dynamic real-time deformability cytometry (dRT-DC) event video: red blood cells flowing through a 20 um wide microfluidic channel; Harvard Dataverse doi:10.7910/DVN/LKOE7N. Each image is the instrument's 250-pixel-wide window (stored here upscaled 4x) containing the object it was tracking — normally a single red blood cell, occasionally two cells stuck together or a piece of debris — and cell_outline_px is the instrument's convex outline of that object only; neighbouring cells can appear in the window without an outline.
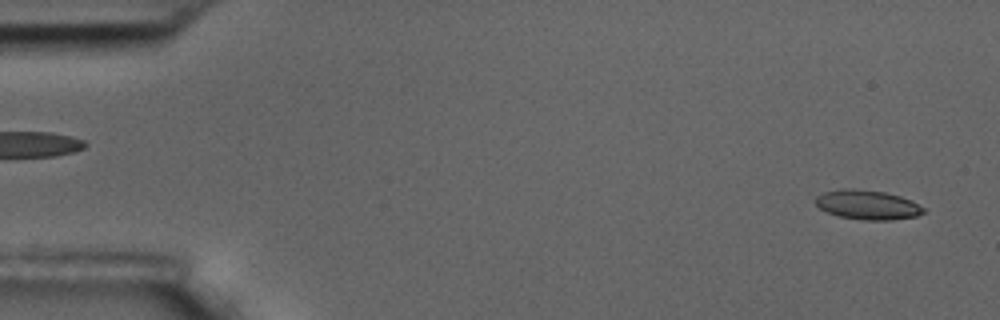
{"species": "common noctule bat (a hibernating species)", "species_latin": "Nyctalus noctula", "temperature_condition": "room temperature", "stored_images_in_passage": 5, "segment_of_instrument_passage": [2, 2], "camera_frame_rate_fps": 3000, "um_per_image_px": 0.085, "animal": {"sex": "male", "body_mass_g": 17.5, "forearm_length_mm": 52.3}, "frame": {"image": 1, "passage_image": 5, "time_ms": 1.333, "image_size_px": [1000, 320], "cell_outline_px": [[928, 208], [924, 212], [916, 216], [892, 220], [860, 220], [836, 216], [820, 208], [816, 204], [816, 196], [824, 192], [844, 188], [852, 188], [884, 192], [900, 196]], "centroid_in_image_um": [73.75, 17.42], "position_along_channel_um": 11.2, "area_um2": 18.61}}